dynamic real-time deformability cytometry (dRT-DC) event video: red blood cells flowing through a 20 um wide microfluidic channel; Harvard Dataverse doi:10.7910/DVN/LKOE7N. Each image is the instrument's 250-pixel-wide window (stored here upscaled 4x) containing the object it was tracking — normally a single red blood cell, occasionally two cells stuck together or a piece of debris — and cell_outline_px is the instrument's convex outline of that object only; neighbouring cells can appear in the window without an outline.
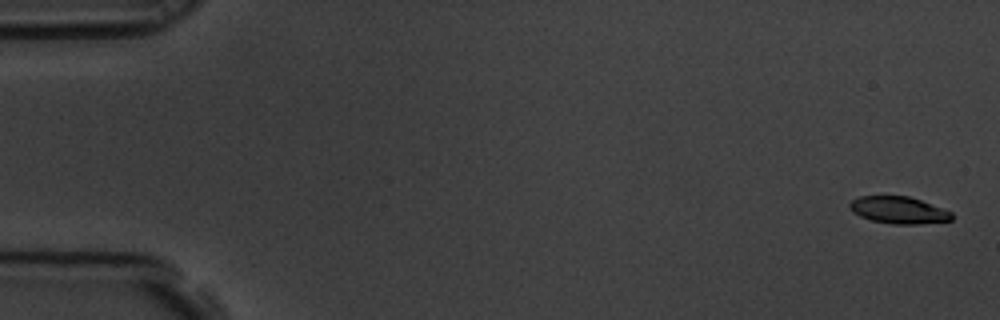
{"species": "common noctule bat (a hibernating species)", "species_latin": "Nyctalus noctula", "temperature_condition": "room temperature", "stored_images_in_passage": 60, "camera_frame_rate_fps": 3000, "um_per_image_px": 0.085, "animal": {"sex": "male", "body_mass_g": 19.5, "forearm_length_mm": 54.6}, "frame": {"image": 1, "passage_image": 2, "time_ms": 0.333, "image_size_px": [1000, 320], "cell_outline_px": [[952, 220], [920, 224], [892, 224], [872, 220], [860, 216], [852, 212], [848, 204], [852, 200], [860, 196], [908, 196], [920, 200], [952, 212]], "centroid_in_image_um": [76.36, 17.86], "position_along_channel_um": 8.6, "area_um2": 15.95}}
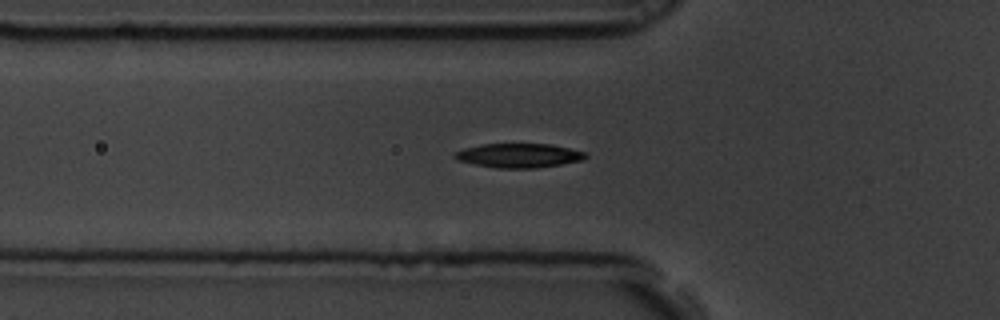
{"frame": {"image": 2, "passage_image": 21, "time_ms": 6.667, "image_size_px": [1000, 320], "cell_outline_px": [[588, 156], [580, 160], [560, 164], [536, 168], [496, 168], [476, 164], [460, 160], [452, 156], [456, 152], [464, 148], [480, 144], [552, 144], [588, 152]], "centroid_in_image_um": [44.13, 13.21], "position_along_channel_um": 81.7, "area_um2": 18.32}}
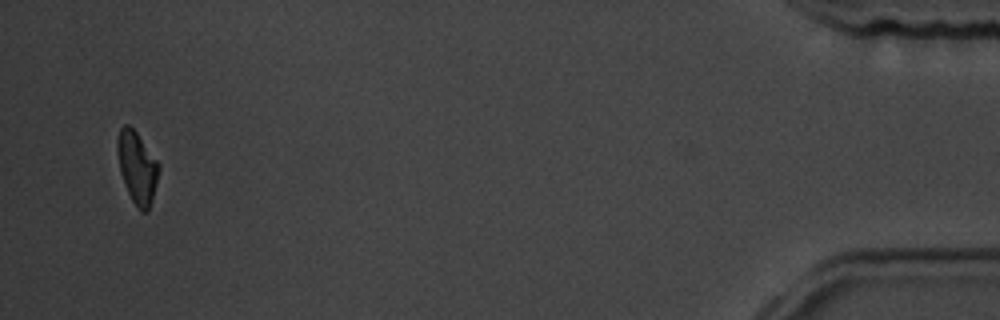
{"frame": {"image": 3, "passage_image": 58, "time_ms": 19.0, "image_size_px": [1000, 320], "cell_outline_px": [[160, 168], [152, 200], [148, 212], [140, 212], [136, 208], [124, 184], [120, 172], [116, 148], [116, 140], [120, 128], [124, 124], [128, 124], [136, 132], [160, 164]], "centroid_in_image_um": [11.64, 14.25], "position_along_channel_um": 423.6, "area_um2": 17.51}, "authors_computed_cell_mechanics": {"area_um2": 18.0625, "velocity_mm_per_s": 3.4456, "shape_relaxation_time_tau1_ms": 3.6627, "shape_relaxation_time_tau2_ms": null, "deformation_change_tau1": 0.1396, "deformation_change_tau2": null}}